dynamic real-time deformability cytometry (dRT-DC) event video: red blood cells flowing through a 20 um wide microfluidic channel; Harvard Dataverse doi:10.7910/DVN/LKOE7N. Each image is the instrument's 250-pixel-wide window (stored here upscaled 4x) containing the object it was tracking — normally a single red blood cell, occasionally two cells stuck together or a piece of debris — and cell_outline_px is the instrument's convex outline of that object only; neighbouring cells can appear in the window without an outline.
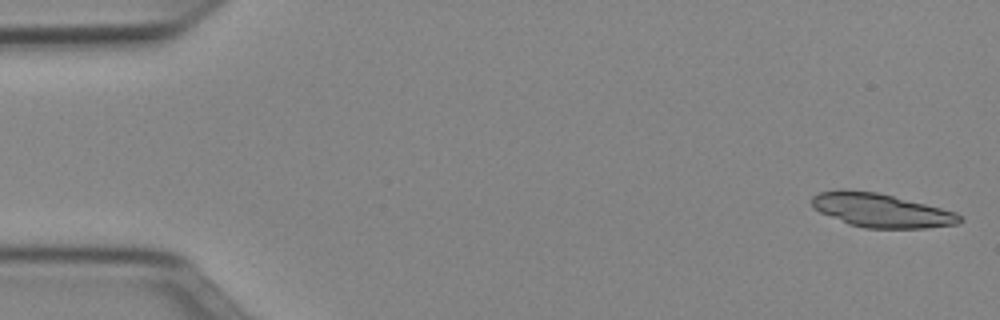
{"species": "Egyptian fruit bat (a non-hibernating species)", "species_latin": "Rousettus aegyptiacus", "temperature_condition": "cold", "stored_images_in_passage": 19, "camera_frame_rate_fps": 3000, "um_per_image_px": 0.085, "animal": {"sex": "female"}, "frame": {"image": 1, "passage_image": 1, "time_ms": 0.0, "image_size_px": [1000, 320], "cell_outline_px": [[964, 220], [956, 224], [924, 228], [864, 228], [848, 224], [820, 212], [812, 208], [812, 196], [820, 192], [876, 192], [956, 212]], "centroid_in_image_um": [74.92, 17.92], "position_along_channel_um": 10.1, "area_um2": 28.15}}
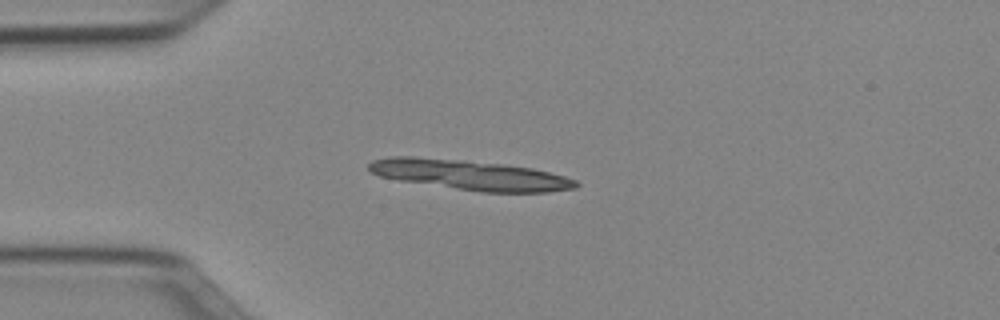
{"frame": {"image": 2, "passage_image": 12, "time_ms": 3.667, "image_size_px": [1000, 320], "cell_outline_px": [[580, 184], [576, 188], [548, 192], [480, 192], [400, 180], [380, 176], [372, 172], [368, 168], [368, 164], [372, 160], [392, 156], [412, 156], [460, 160], [500, 164], [532, 168], [564, 176], [576, 180]], "centroid_in_image_um": [39.96, 14.87], "position_along_channel_um": 45.0, "area_um2": 35.84}}